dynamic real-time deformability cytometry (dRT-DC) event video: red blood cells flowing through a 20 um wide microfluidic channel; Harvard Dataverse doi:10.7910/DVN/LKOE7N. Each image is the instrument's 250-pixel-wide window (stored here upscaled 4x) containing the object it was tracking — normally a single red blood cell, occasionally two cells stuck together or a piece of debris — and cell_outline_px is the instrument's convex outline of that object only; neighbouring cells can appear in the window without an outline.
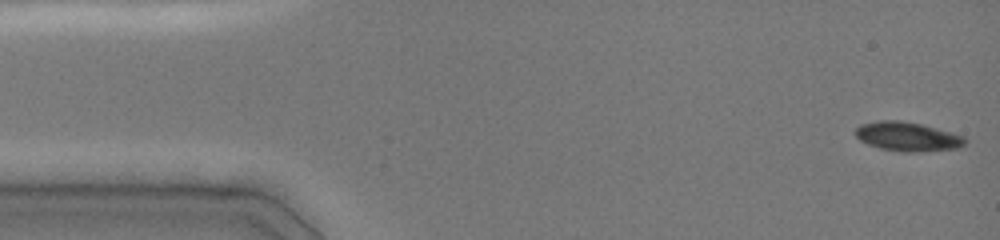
{"species": "common noctule bat (a hibernating species)", "species_latin": "Nyctalus noctula", "temperature_condition": "cold", "stored_images_in_passage": 47, "camera_frame_rate_fps": 3000, "um_per_image_px": 0.085, "animal": {"sex": "female", "body_mass_g": 19.0, "forearm_length_mm": 51.5}, "frame": {"image": 1, "passage_image": 1, "time_ms": 0.0, "image_size_px": [1000, 240], "cell_outline_px": [[968, 140], [960, 148], [920, 152], [904, 152], [880, 148], [868, 144], [860, 140], [856, 136], [856, 128], [860, 124], [880, 120], [900, 120], [920, 124], [936, 128], [964, 136]], "centroid_in_image_um": [77.16, 11.61], "position_along_channel_um": 7.8, "area_um2": 18.61}}
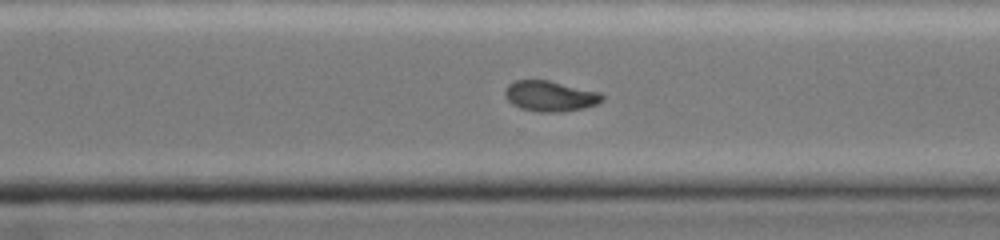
{"frame": {"image": 2, "passage_image": 33, "time_ms": 10.667, "image_size_px": [1000, 240], "cell_outline_px": [[604, 100], [596, 104], [584, 108], [560, 112], [540, 112], [520, 108], [512, 104], [508, 100], [504, 92], [508, 84], [516, 80], [548, 80], [600, 92], [604, 96]], "centroid_in_image_um": [46.77, 8.17], "position_along_channel_um": 323.8, "area_um2": 17.28}}
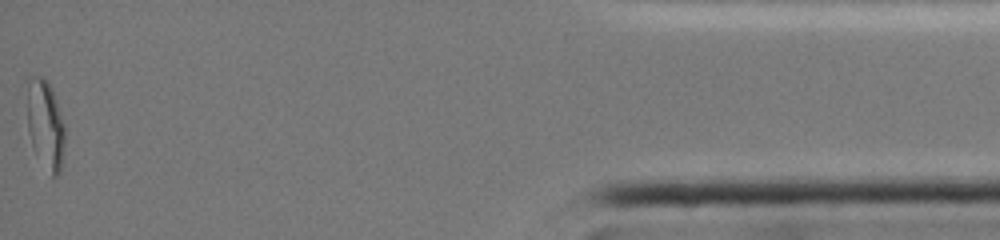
{"frame": {"image": 3, "passage_image": 47, "time_ms": 15.333, "image_size_px": [1000, 240], "cell_outline_px": [[64, 148], [60, 172], [56, 176], [52, 176], [36, 156], [28, 132], [28, 72], [44, 76], [48, 80], [52, 88], [64, 124]], "centroid_in_image_um": [3.85, 10.52], "position_along_channel_um": 431.4, "area_um2": 19.83}, "authors_computed_cell_mechanics": {"area_um2": 18.3804, "velocity_mm_per_s": 4.024, "shape_relaxation_time_tau1_ms": null, "shape_relaxation_time_tau2_ms": 3.401, "deformation_change_tau1": null, "deformation_change_tau2": 0.063}}